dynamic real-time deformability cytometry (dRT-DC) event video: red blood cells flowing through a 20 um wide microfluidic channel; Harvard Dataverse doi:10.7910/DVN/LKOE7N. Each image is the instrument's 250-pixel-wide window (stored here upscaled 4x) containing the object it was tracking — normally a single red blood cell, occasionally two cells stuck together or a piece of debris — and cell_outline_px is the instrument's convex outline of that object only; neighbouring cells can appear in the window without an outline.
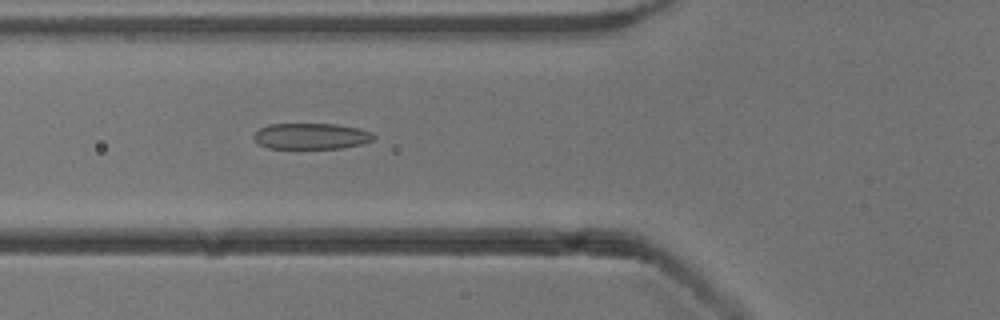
{"species": "common noctule bat (a hibernating species)", "species_latin": "Nyctalus noctula", "temperature_condition": "cold", "stored_images_in_passage": 53, "camera_frame_rate_fps": 3000, "um_per_image_px": 0.085, "animal": {"sex": "male", "body_mass_g": 13.3}, "frame": {"image": 1, "passage_image": 20, "time_ms": 6.333, "image_size_px": [1000, 320], "cell_outline_px": [[376, 136], [372, 140], [364, 144], [340, 148], [268, 148], [260, 144], [252, 136], [260, 128], [268, 124], [336, 124], [360, 128], [372, 132]], "centroid_in_image_um": [26.49, 11.57], "position_along_channel_um": 99.3, "area_um2": 18.21}}
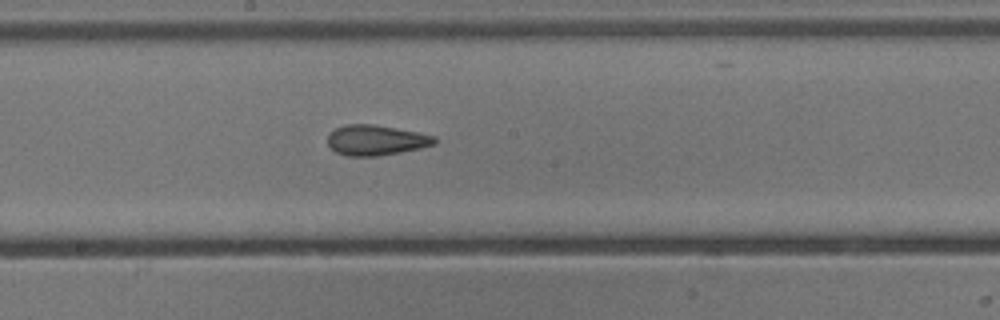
{"frame": {"image": 2, "passage_image": 29, "time_ms": 9.333, "image_size_px": [1000, 320], "cell_outline_px": [[436, 144], [420, 148], [400, 152], [376, 156], [348, 156], [336, 152], [328, 144], [328, 136], [336, 128], [344, 124], [372, 124], [396, 128], [436, 136]], "centroid_in_image_um": [31.96, 11.91], "position_along_channel_um": 216.2, "area_um2": 18.73}}
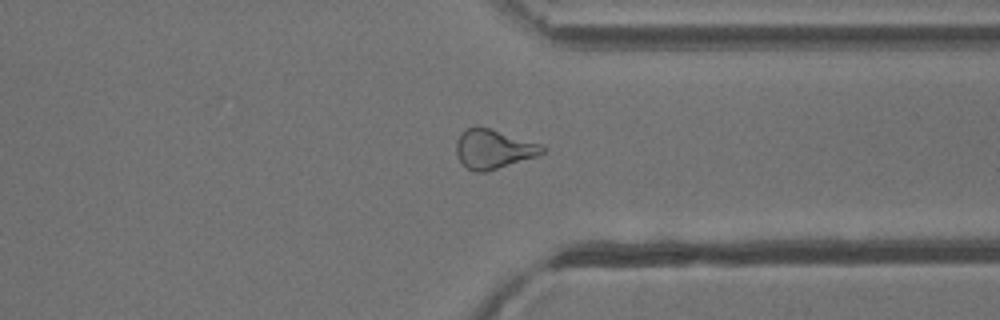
{"frame": {"image": 3, "passage_image": 41, "time_ms": 13.333, "image_size_px": [1000, 320], "cell_outline_px": [[544, 152], [536, 156], [488, 172], [476, 172], [468, 168], [456, 156], [456, 140], [464, 128], [476, 124], [540, 144], [544, 148]], "centroid_in_image_um": [41.88, 12.65], "position_along_channel_um": 369.5, "area_um2": 19.71}, "authors_computed_cell_mechanics": {"area_um2": 20.0566, "velocity_mm_per_s": 3.8665, "shape_relaxation_time_tau1_ms": 7.7953, "shape_relaxation_time_tau2_ms": 2.2274, "deformation_change_tau1": 0.1823, "deformation_change_tau2": 0.11}}